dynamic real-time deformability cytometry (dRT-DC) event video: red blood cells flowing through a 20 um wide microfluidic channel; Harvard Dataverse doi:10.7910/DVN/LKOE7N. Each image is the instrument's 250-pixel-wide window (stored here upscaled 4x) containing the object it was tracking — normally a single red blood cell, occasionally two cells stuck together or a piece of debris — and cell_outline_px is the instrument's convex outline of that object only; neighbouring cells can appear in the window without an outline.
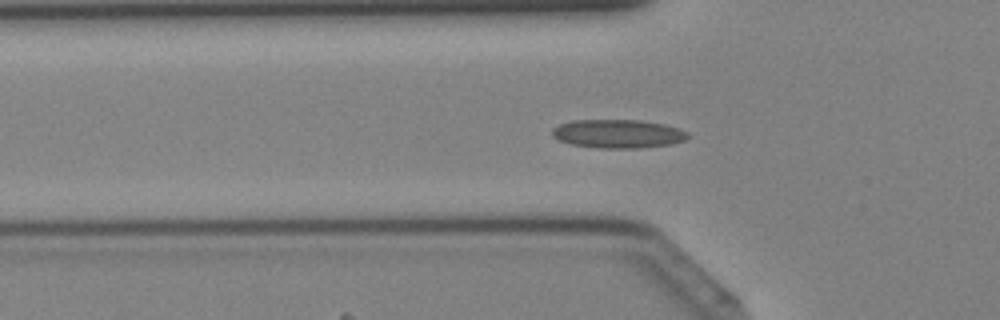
{"species": "Egyptian fruit bat (a non-hibernating species)", "species_latin": "Rousettus aegyptiacus", "temperature_condition": "cold", "stored_images_in_passage": 39, "camera_frame_rate_fps": 3000, "um_per_image_px": 0.085, "animal": {"sex": "female"}, "frame": {"image": 1, "passage_image": 10, "time_ms": 3.0, "image_size_px": [1000, 320], "cell_outline_px": [[688, 136], [684, 140], [672, 144], [640, 148], [596, 148], [572, 144], [560, 140], [552, 136], [552, 128], [560, 124], [572, 120], [640, 120], [664, 124], [680, 128], [688, 132]], "centroid_in_image_um": [52.54, 11.37], "position_along_channel_um": 73.3, "area_um2": 22.66}}
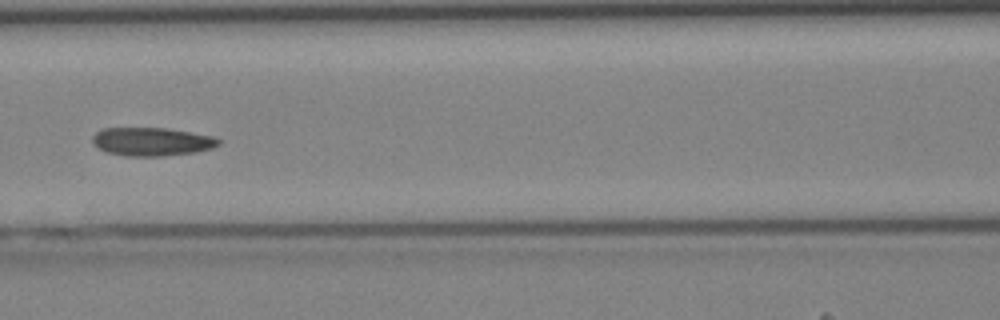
{"frame": {"image": 2, "passage_image": 15, "time_ms": 4.667, "image_size_px": [1000, 320], "cell_outline_px": [[220, 144], [212, 148], [196, 152], [164, 156], [124, 156], [104, 152], [96, 148], [92, 144], [92, 136], [96, 132], [104, 128], [164, 128], [216, 136], [220, 140]], "centroid_in_image_um": [12.87, 12.05], "position_along_channel_um": 153.7, "area_um2": 21.15}}
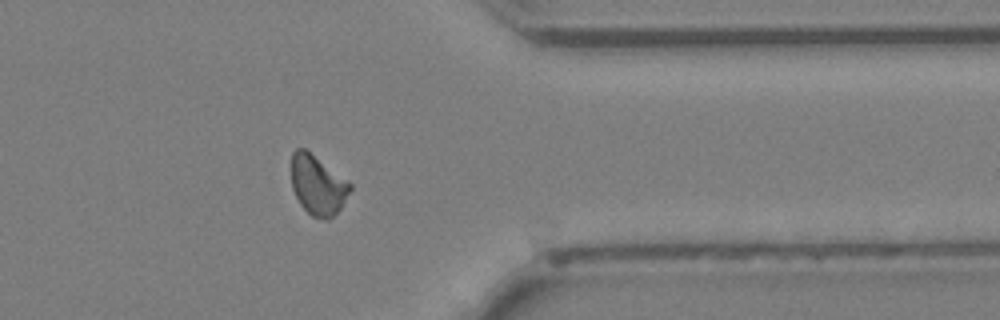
{"frame": {"image": 3, "passage_image": 30, "time_ms": 9.667, "image_size_px": [1000, 320], "cell_outline_px": [[352, 188], [340, 208], [328, 220], [324, 220], [312, 216], [300, 204], [292, 188], [292, 152], [296, 148], [304, 148], [352, 184]], "centroid_in_image_um": [27.0, 15.74], "position_along_channel_um": 384.4, "area_um2": 20.06}}